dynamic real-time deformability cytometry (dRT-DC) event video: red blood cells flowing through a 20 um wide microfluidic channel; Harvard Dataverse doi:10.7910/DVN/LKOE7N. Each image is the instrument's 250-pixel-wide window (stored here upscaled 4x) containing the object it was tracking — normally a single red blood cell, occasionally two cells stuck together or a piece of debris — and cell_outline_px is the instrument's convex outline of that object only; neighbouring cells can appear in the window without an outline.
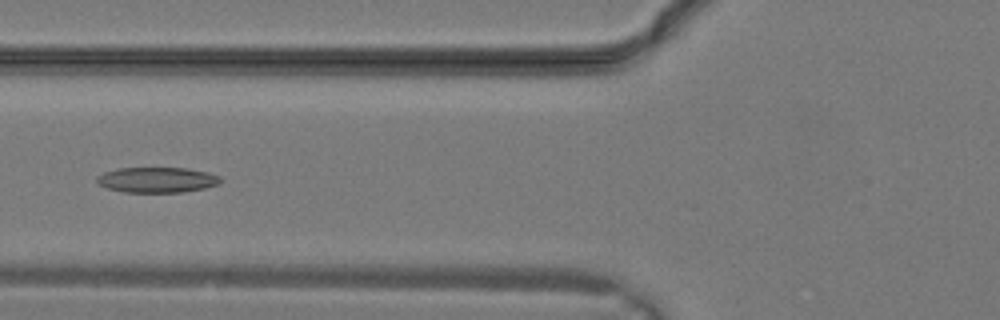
{"species": "common noctule bat (a hibernating species)", "species_latin": "Nyctalus noctula", "temperature_condition": "warm", "stored_images_in_passage": 9, "camera_frame_rate_fps": 3000, "um_per_image_px": 0.085, "animal": {"sex": "male", "body_mass_g": 19.2, "forearm_length_mm": 51.8}, "frame": {"image": 1, "passage_image": 5, "time_ms": 1.333, "image_size_px": [1000, 320], "cell_outline_px": [[220, 184], [204, 188], [184, 192], [124, 192], [108, 188], [96, 184], [96, 176], [104, 172], [120, 168], [188, 168], [208, 172], [220, 176]], "centroid_in_image_um": [13.34, 15.29], "position_along_channel_um": 112.5, "area_um2": 18.38}}
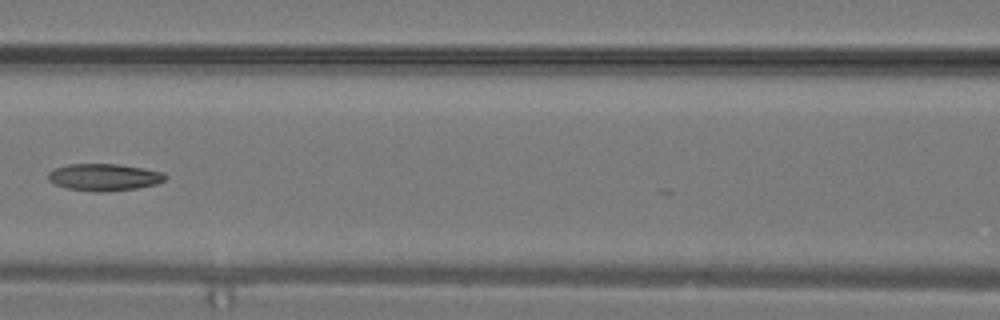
{"frame": {"image": 2, "passage_image": 7, "time_ms": 2.0, "image_size_px": [1000, 320], "cell_outline_px": [[168, 176], [164, 180], [156, 184], [136, 188], [104, 192], [96, 192], [68, 188], [56, 184], [48, 180], [48, 172], [52, 168], [68, 164], [116, 164], [144, 168], [164, 172]], "centroid_in_image_um": [8.84, 15.05], "position_along_channel_um": 157.8, "area_um2": 18.5}}